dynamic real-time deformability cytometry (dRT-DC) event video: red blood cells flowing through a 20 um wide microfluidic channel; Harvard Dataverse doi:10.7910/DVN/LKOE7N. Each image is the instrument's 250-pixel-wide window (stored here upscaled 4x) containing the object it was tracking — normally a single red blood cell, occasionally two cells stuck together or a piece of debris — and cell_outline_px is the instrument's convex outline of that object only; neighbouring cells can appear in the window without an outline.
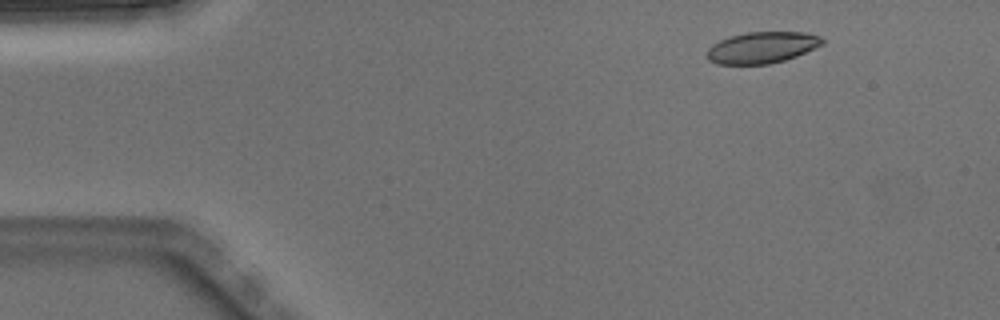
{"species": "Egyptian fruit bat (a non-hibernating species)", "species_latin": "Rousettus aegyptiacus", "temperature_condition": "warm", "stored_images_in_passage": 4, "camera_frame_rate_fps": 3000, "um_per_image_px": 0.085, "animal": {"sex": "male"}, "frame": {"image": 1, "passage_image": 1, "time_ms": 0.0, "image_size_px": [1000, 320], "cell_outline_px": [[824, 44], [796, 56], [784, 60], [768, 64], [716, 64], [708, 60], [708, 48], [712, 44], [728, 36], [748, 32], [804, 32], [820, 36], [824, 40]], "centroid_in_image_um": [64.77, 4.03], "position_along_channel_um": 20.2, "area_um2": 21.1}}
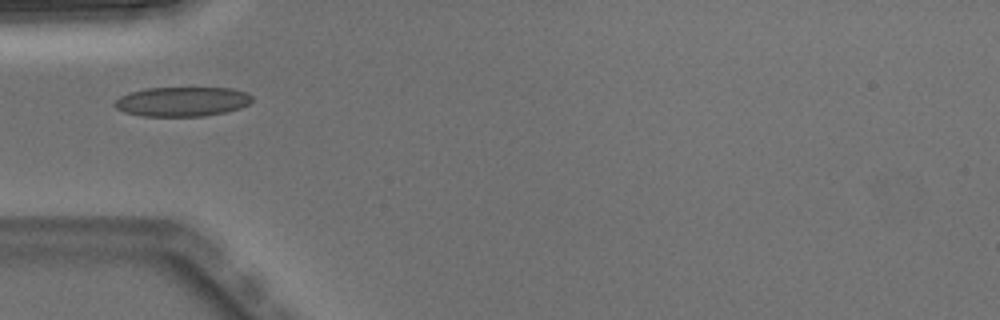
{"frame": {"image": 2, "passage_image": 4, "time_ms": 1.0, "image_size_px": [1000, 320], "cell_outline_px": [[252, 100], [248, 104], [240, 108], [224, 112], [204, 116], [144, 116], [124, 112], [116, 108], [112, 104], [120, 96], [128, 92], [148, 88], [232, 88], [248, 92], [252, 96]], "centroid_in_image_um": [15.47, 8.63], "position_along_channel_um": 69.5, "area_um2": 23.7}}